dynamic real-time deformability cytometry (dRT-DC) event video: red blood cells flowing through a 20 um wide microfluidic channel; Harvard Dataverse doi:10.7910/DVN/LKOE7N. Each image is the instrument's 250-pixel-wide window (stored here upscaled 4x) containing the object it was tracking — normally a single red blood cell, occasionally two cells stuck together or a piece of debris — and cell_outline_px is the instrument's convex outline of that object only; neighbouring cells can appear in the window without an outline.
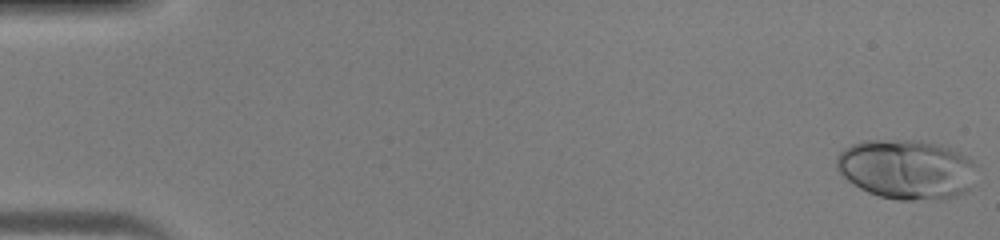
{"species": "human", "species_latin": "Homo sapiens", "temperature_condition": "warm", "stored_images_in_passage": 15, "camera_frame_rate_fps": 3000, "um_per_image_px": 0.085, "donor": {"sex": "male"}, "frame": {"image": 1, "passage_image": 1, "time_ms": 0.0, "image_size_px": [1000, 240], "cell_outline_px": [[972, 164], [968, 192], [944, 200], [896, 200], [880, 196], [868, 192], [852, 184], [836, 168], [836, 156], [844, 148], [852, 144], [864, 140], [920, 140], [948, 148], [960, 152], [972, 160]], "centroid_in_image_um": [76.99, 14.4], "position_along_channel_um": 8.0, "area_um2": 48.44}}
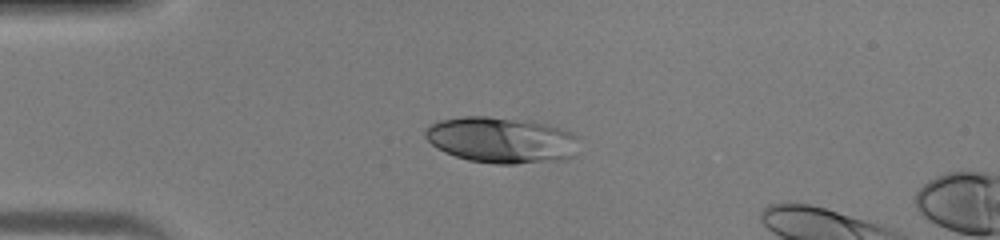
{"frame": {"image": 2, "passage_image": 12, "time_ms": 3.667, "image_size_px": [1000, 240], "cell_outline_px": [[580, 156], [564, 160], [516, 164], [496, 164], [468, 160], [444, 152], [436, 148], [424, 136], [424, 132], [428, 124], [440, 120], [460, 116], [488, 116], [532, 120], [548, 124], [572, 132], [576, 136]], "centroid_in_image_um": [42.67, 11.9], "position_along_channel_um": 42.3, "area_um2": 42.25}}